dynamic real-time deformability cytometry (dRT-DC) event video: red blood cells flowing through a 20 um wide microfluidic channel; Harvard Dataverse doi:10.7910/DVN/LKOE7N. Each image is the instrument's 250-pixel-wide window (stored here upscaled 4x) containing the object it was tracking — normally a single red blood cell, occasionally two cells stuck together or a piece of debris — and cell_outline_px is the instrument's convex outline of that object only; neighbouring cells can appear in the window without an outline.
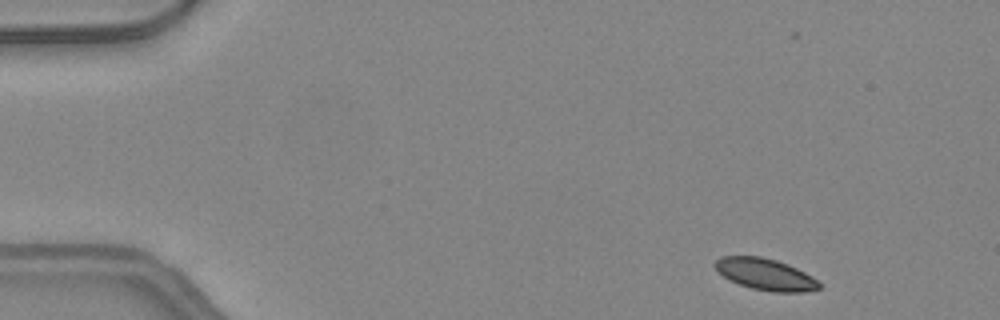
{"species": "common noctule bat (a hibernating species)", "species_latin": "Nyctalus noctula", "temperature_condition": "warm", "stored_images_in_passage": 47, "camera_frame_rate_fps": 3000, "um_per_image_px": 0.085, "animal": {"sex": "female", "body_mass_g": 24.6, "forearm_length_mm": 56.2}, "frame": {"image": 1, "passage_image": 2, "time_ms": 0.333, "image_size_px": [1000, 320], "cell_outline_px": [[820, 288], [804, 292], [772, 292], [752, 288], [728, 280], [712, 264], [720, 256], [760, 256], [776, 260], [788, 264], [812, 276], [820, 284]], "centroid_in_image_um": [65.04, 23.31], "position_along_channel_um": 20.0, "area_um2": 19.07}}
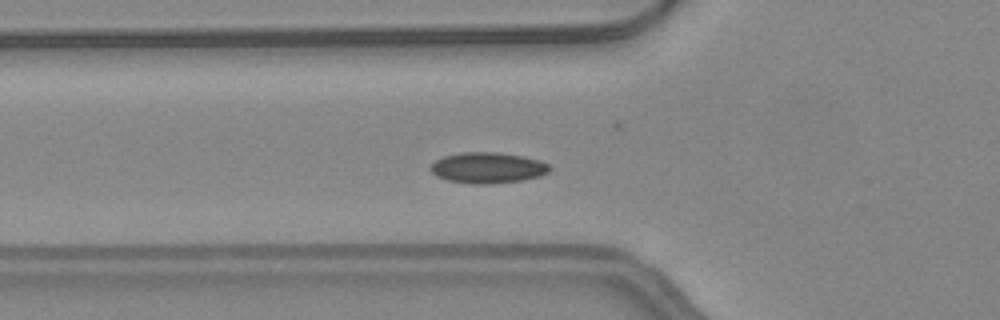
{"frame": {"image": 2, "passage_image": 14, "time_ms": 4.333, "image_size_px": [1000, 320], "cell_outline_px": [[552, 168], [548, 172], [540, 176], [524, 180], [492, 184], [472, 184], [448, 180], [436, 176], [428, 168], [436, 160], [444, 156], [464, 152], [496, 152], [524, 156], [540, 160], [548, 164]], "centroid_in_image_um": [41.47, 14.26], "position_along_channel_um": 84.3, "area_um2": 21.56}}
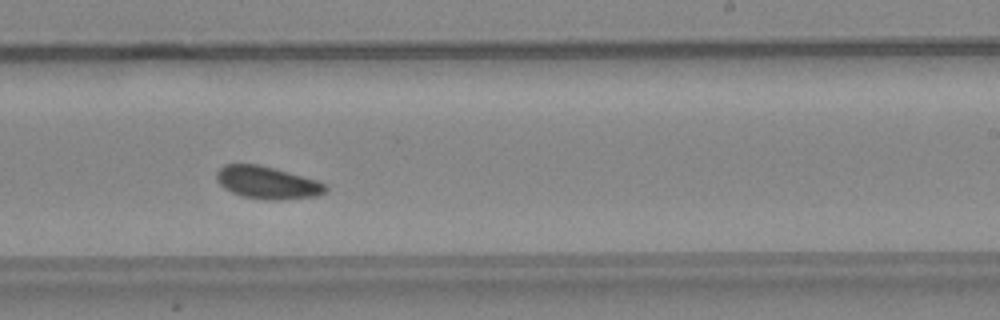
{"frame": {"image": 3, "passage_image": 27, "time_ms": 8.667, "image_size_px": [1000, 320], "cell_outline_px": [[328, 188], [324, 192], [316, 196], [280, 200], [272, 200], [240, 196], [224, 188], [216, 180], [216, 172], [224, 164], [256, 164], [288, 172], [316, 180], [328, 184]], "centroid_in_image_um": [22.7, 15.53], "position_along_channel_um": 266.3, "area_um2": 20.52}}